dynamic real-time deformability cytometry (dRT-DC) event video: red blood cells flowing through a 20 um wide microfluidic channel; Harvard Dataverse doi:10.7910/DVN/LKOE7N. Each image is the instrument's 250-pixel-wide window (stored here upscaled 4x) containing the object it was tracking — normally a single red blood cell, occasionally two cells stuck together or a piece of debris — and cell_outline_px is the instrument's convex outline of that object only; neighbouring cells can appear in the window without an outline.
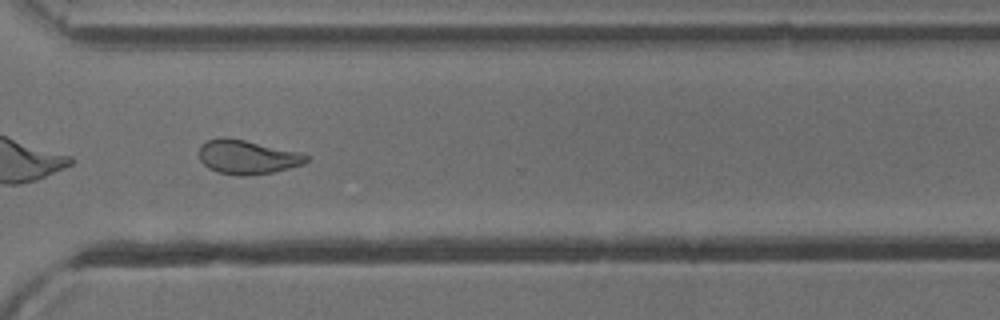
{"species": "common noctule bat (a hibernating species)", "species_latin": "Nyctalus noctula", "temperature_condition": "cold", "stored_images_in_passage": 53, "camera_frame_rate_fps": 3000, "um_per_image_px": 0.085, "animal": {"sex": "male", "body_mass_g": 13.3}, "frame": {"image": 1, "passage_image": 38, "time_ms": 12.333, "image_size_px": [1000, 320], "cell_outline_px": [[308, 160], [304, 164], [272, 172], [244, 176], [236, 176], [220, 172], [208, 168], [200, 160], [200, 144], [208, 140], [224, 136], [304, 152], [308, 156]], "centroid_in_image_um": [21.04, 13.34], "position_along_channel_um": 349.6, "area_um2": 21.39}, "authors_computed_cell_mechanics": {"area_um2": 22.0796, "velocity_mm_per_s": 3.8867, "shape_relaxation_time_tau1_ms": null, "shape_relaxation_time_tau2_ms": 3.4091, "deformation_change_tau1": null, "deformation_change_tau2": 0.1104}}